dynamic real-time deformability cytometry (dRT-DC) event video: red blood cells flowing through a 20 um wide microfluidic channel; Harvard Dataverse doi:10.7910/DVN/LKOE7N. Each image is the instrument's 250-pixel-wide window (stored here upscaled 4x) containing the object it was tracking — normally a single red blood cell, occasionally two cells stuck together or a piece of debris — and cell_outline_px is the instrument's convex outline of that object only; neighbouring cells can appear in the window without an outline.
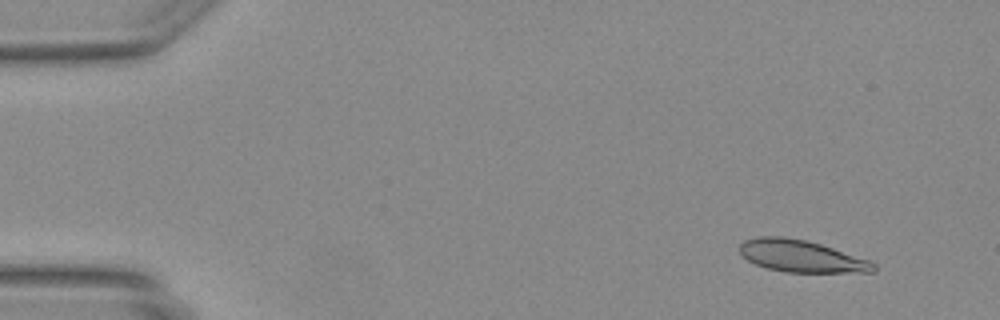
{"species": "Egyptian fruit bat (a non-hibernating species)", "species_latin": "Rousettus aegyptiacus", "temperature_condition": "warm", "stored_images_in_passage": 8, "camera_frame_rate_fps": 3000, "um_per_image_px": 0.085, "animal": {"sex": "female"}, "frame": {"image": 1, "passage_image": 4, "time_ms": 1.0, "image_size_px": [1000, 320], "cell_outline_px": [[876, 272], [784, 272], [768, 268], [756, 264], [748, 260], [740, 252], [740, 244], [744, 240], [756, 236], [784, 236], [808, 240], [868, 260], [876, 264]], "centroid_in_image_um": [68.09, 21.76], "position_along_channel_um": 16.9, "area_um2": 24.85}}